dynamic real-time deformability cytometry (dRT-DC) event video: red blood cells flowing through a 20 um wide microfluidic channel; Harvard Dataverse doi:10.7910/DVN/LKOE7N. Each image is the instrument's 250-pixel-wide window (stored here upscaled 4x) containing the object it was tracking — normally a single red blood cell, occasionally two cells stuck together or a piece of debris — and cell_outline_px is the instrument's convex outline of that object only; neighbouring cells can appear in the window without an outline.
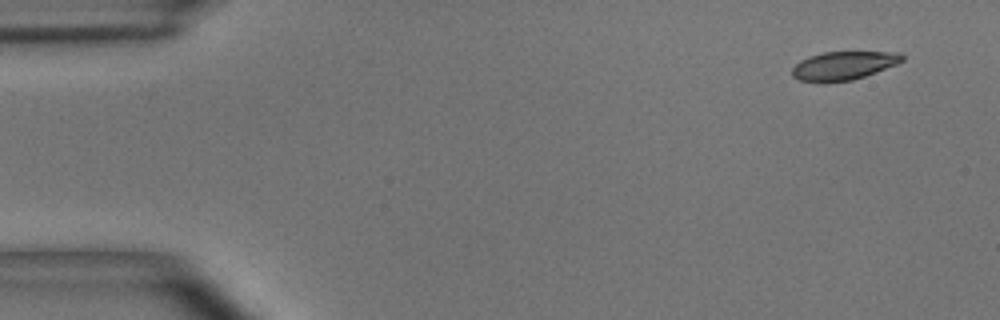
{"species": "common noctule bat (a hibernating species)", "species_latin": "Nyctalus noctula", "temperature_condition": "room temperature", "stored_images_in_passage": 52, "camera_frame_rate_fps": 3000, "um_per_image_px": 0.085, "animal": {"sex": "male", "body_mass_g": 15.6}, "frame": {"image": 1, "passage_image": 1, "time_ms": 0.0, "image_size_px": [1000, 320], "cell_outline_px": [[904, 60], [896, 64], [864, 76], [852, 80], [820, 84], [800, 80], [792, 76], [792, 68], [800, 60], [808, 56], [824, 52], [900, 52], [904, 56]], "centroid_in_image_um": [71.65, 5.59], "position_along_channel_um": 13.3, "area_um2": 18.44}}
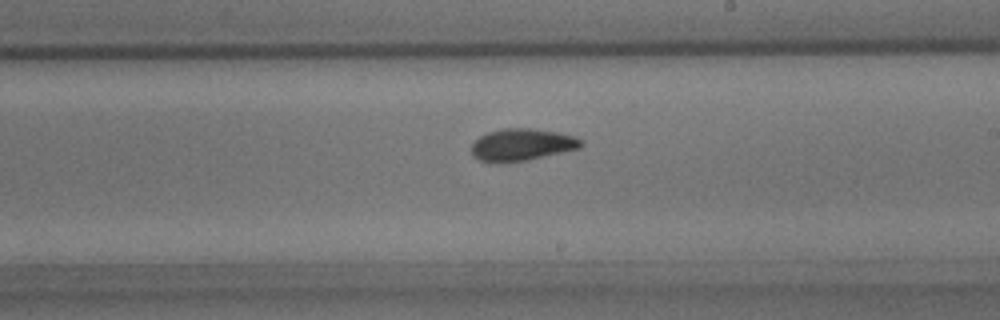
{"frame": {"image": 2, "passage_image": 29, "time_ms": 9.333, "image_size_px": [1000, 320], "cell_outline_px": [[584, 144], [580, 148], [524, 160], [480, 160], [472, 152], [472, 144], [480, 136], [488, 132], [500, 128], [532, 128], [556, 132], [572, 136], [580, 140]], "centroid_in_image_um": [44.38, 12.25], "position_along_channel_um": 244.6, "area_um2": 19.59}}
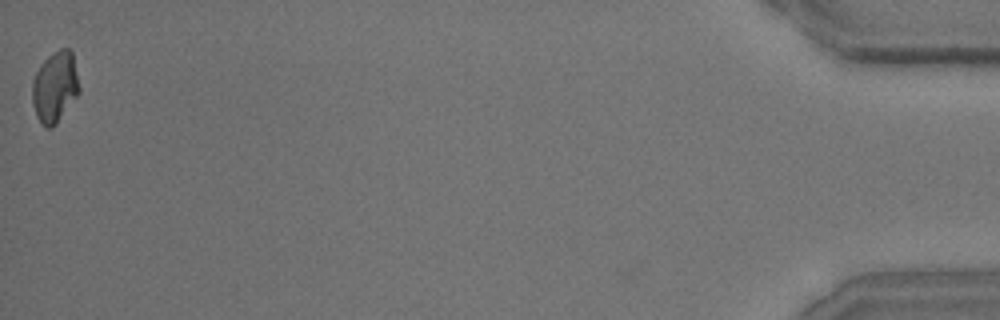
{"frame": {"image": 3, "passage_image": 52, "time_ms": 17.0, "image_size_px": [1000, 320], "cell_outline_px": [[80, 92], [56, 124], [52, 128], [48, 128], [36, 116], [32, 104], [32, 80], [40, 64], [52, 52], [60, 48], [68, 48], [72, 52], [80, 88]], "centroid_in_image_um": [4.66, 7.37], "position_along_channel_um": 430.5, "area_um2": 19.48}, "authors_computed_cell_mechanics": {"area_um2": 19.941, "velocity_mm_per_s": 3.6422, "shape_relaxation_time_tau1_ms": 4.5351, "shape_relaxation_time_tau2_ms": 1.8313, "deformation_change_tau1": 0.1381, "deformation_change_tau2": 0.0668}}